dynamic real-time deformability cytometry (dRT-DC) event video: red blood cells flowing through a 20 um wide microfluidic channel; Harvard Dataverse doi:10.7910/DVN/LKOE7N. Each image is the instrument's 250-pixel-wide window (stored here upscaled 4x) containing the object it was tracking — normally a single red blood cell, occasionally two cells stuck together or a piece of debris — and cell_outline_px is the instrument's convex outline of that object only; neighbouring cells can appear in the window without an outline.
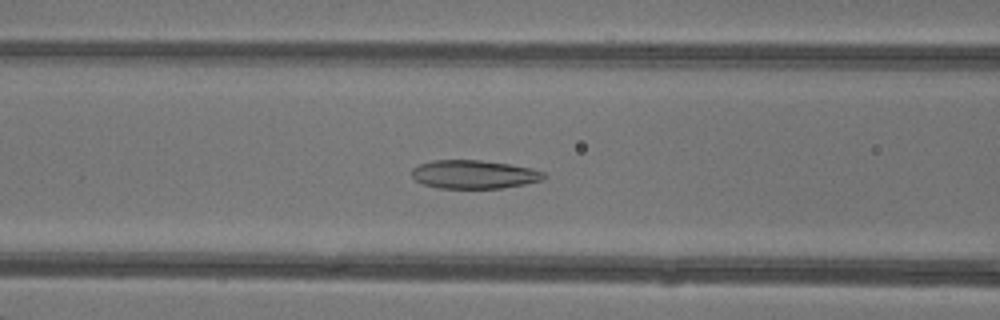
{"species": "common noctule bat (a hibernating species)", "species_latin": "Nyctalus noctula", "temperature_condition": "warm", "stored_images_in_passage": 46, "camera_frame_rate_fps": 3000, "um_per_image_px": 0.085, "animal": {"sex": "female"}, "frame": {"image": 1, "passage_image": 18, "time_ms": 5.667, "image_size_px": [1000, 320], "cell_outline_px": [[548, 176], [544, 180], [524, 184], [500, 188], [440, 188], [424, 184], [416, 180], [412, 176], [412, 168], [420, 164], [432, 160], [480, 160], [508, 164], [532, 168], [544, 172]], "centroid_in_image_um": [40.32, 14.82], "position_along_channel_um": 126.3, "area_um2": 21.91}}
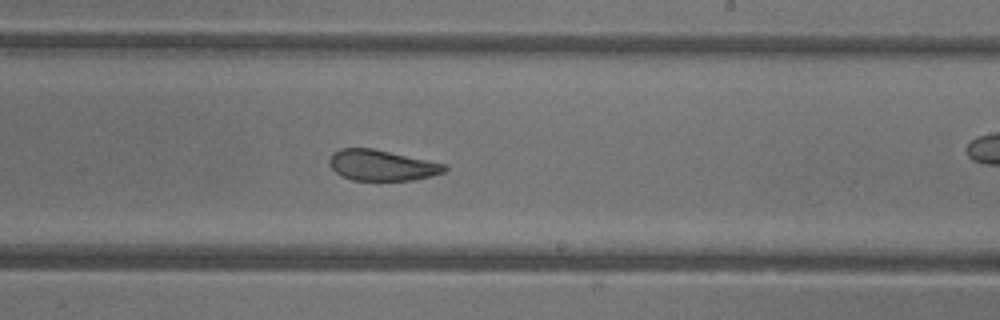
{"frame": {"image": 2, "passage_image": 27, "time_ms": 8.667, "image_size_px": [1000, 320], "cell_outline_px": [[448, 168], [444, 172], [432, 176], [412, 180], [352, 180], [336, 172], [328, 164], [328, 156], [332, 152], [340, 148], [372, 148], [448, 164]], "centroid_in_image_um": [32.45, 14.04], "position_along_channel_um": 256.5, "area_um2": 20.81}}
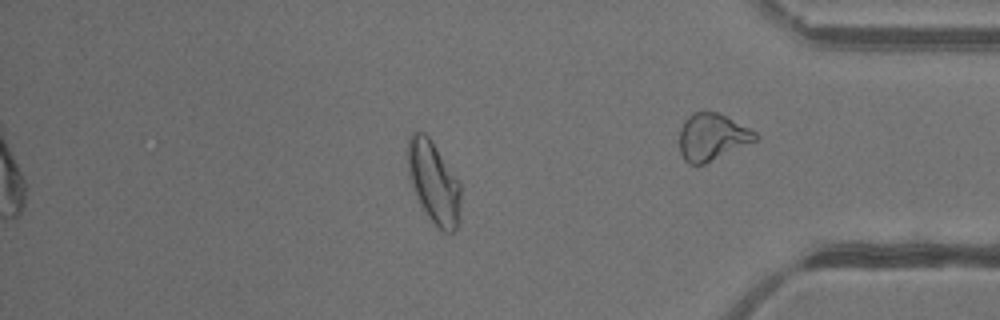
{"frame": {"image": 3, "passage_image": 39, "time_ms": 12.667, "image_size_px": [1000, 320], "cell_outline_px": [[460, 224], [452, 232], [444, 232], [424, 212], [416, 196], [408, 176], [408, 136], [412, 132], [424, 132], [432, 140], [460, 184]], "centroid_in_image_um": [36.86, 15.5], "position_along_channel_um": 398.3, "area_um2": 25.26}, "authors_computed_cell_mechanics": {"area_um2": 24.4494, "velocity_mm_per_s": 4.3565, "shape_relaxation_time_tau1_ms": null, "shape_relaxation_time_tau2_ms": 1.5472, "deformation_change_tau1": null, "deformation_change_tau2": 0.0842}}